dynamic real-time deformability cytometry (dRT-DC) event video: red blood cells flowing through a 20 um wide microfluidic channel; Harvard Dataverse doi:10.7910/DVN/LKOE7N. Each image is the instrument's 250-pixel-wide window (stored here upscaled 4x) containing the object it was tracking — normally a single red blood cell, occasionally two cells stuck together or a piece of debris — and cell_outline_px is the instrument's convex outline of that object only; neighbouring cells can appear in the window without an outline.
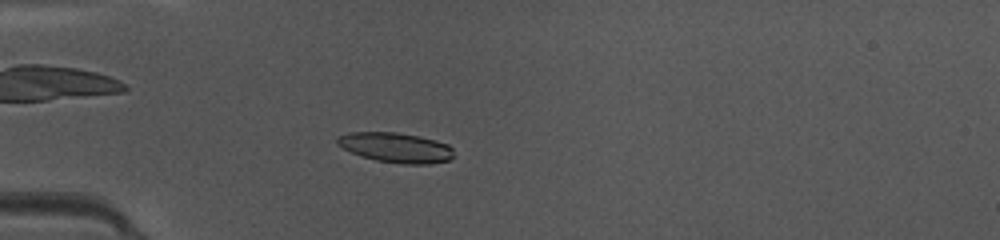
{"species": "common noctule bat (a hibernating species)", "species_latin": "Nyctalus noctula", "temperature_condition": "warm", "stored_images_in_passage": 47, "camera_frame_rate_fps": 3000, "um_per_image_px": 0.085, "animal": {"sex": "female", "body_mass_g": 10.0, "forearm_length_mm": 53.1}, "frame": {"image": 1, "passage_image": 13, "time_ms": 4.0, "image_size_px": [1000, 240], "cell_outline_px": [[452, 156], [448, 160], [428, 164], [404, 164], [376, 160], [360, 156], [336, 144], [336, 136], [348, 132], [396, 132], [420, 136], [436, 140], [448, 144], [452, 148]], "centroid_in_image_um": [33.61, 12.53], "position_along_channel_um": 51.4, "area_um2": 20.35}}
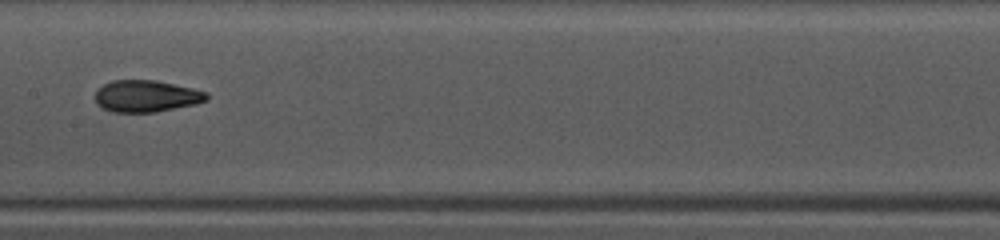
{"frame": {"image": 2, "passage_image": 24, "time_ms": 7.667, "image_size_px": [1000, 240], "cell_outline_px": [[208, 100], [196, 104], [156, 112], [112, 112], [96, 104], [96, 92], [104, 84], [112, 80], [156, 80], [192, 88], [208, 92]], "centroid_in_image_um": [12.46, 8.17], "position_along_channel_um": 194.9, "area_um2": 20.63}}
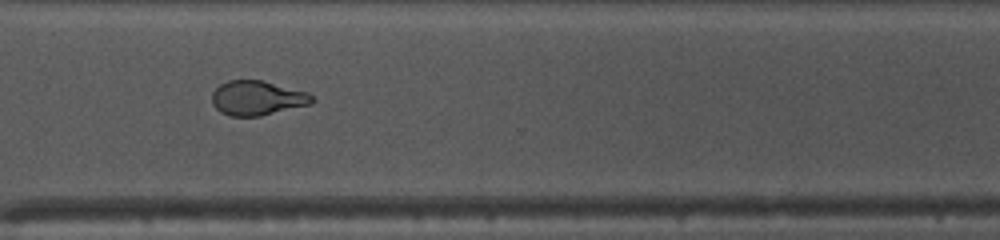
{"frame": {"image": 3, "passage_image": 35, "time_ms": 11.333, "image_size_px": [1000, 240], "cell_outline_px": [[316, 100], [312, 104], [260, 116], [228, 116], [220, 112], [212, 104], [212, 92], [220, 84], [228, 80], [264, 80], [308, 92]], "centroid_in_image_um": [21.88, 8.33], "position_along_channel_um": 348.7, "area_um2": 20.4}, "authors_computed_cell_mechanics": {"area_um2": 20.4034, "velocity_mm_per_s": 4.207, "shape_relaxation_time_tau1_ms": 4.0812, "shape_relaxation_time_tau2_ms": 1.353, "deformation_change_tau1": 0.1628, "deformation_change_tau2": 0.0853}}